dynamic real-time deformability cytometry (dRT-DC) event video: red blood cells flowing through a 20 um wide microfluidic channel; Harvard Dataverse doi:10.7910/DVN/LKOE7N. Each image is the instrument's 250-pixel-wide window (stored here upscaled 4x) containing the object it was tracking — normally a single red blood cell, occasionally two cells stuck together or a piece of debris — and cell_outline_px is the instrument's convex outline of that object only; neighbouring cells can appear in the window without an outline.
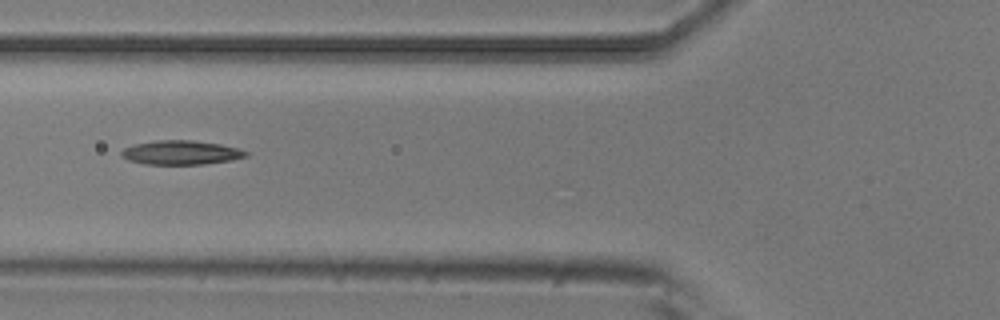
{"species": "common noctule bat (a hibernating species)", "species_latin": "Nyctalus noctula", "temperature_condition": "room temperature", "stored_images_in_passage": 9, "camera_frame_rate_fps": 3000, "um_per_image_px": 0.085, "animal": {"sex": "male", "body_mass_g": 20.5, "forearm_length_mm": 52.5}, "frame": {"image": 1, "passage_image": 6, "time_ms": 1.667, "image_size_px": [1000, 320], "cell_outline_px": [[248, 156], [232, 160], [204, 164], [144, 164], [128, 160], [120, 156], [120, 152], [124, 148], [132, 144], [156, 140], [192, 140], [220, 144], [236, 148], [248, 152]], "centroid_in_image_um": [15.34, 12.96], "position_along_channel_um": 110.5, "area_um2": 17.57}}
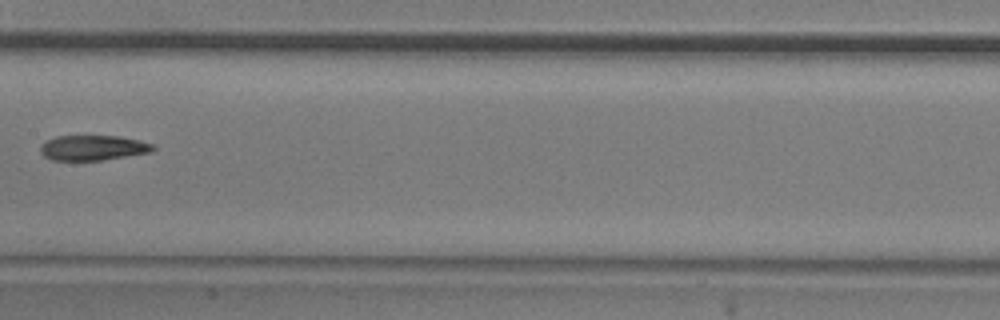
{"frame": {"image": 2, "passage_image": 8, "time_ms": 2.333, "image_size_px": [1000, 320], "cell_outline_px": [[156, 148], [148, 152], [100, 160], [52, 160], [44, 156], [40, 152], [40, 148], [48, 140], [56, 136], [120, 136], [140, 140], [152, 144]], "centroid_in_image_um": [7.89, 12.55], "position_along_channel_um": 199.5, "area_um2": 16.18}}
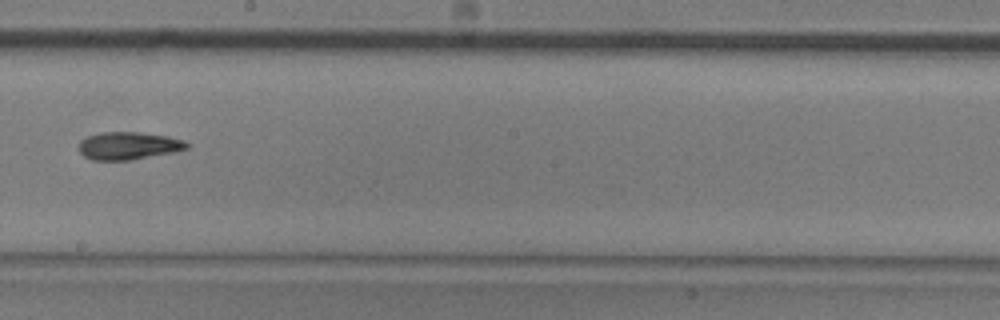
{"frame": {"image": 3, "passage_image": 9, "time_ms": 2.667, "image_size_px": [1000, 320], "cell_outline_px": [[192, 144], [188, 148], [172, 152], [132, 160], [92, 160], [84, 156], [80, 152], [80, 140], [88, 136], [100, 132], [140, 132], [168, 136], [184, 140]], "centroid_in_image_um": [10.94, 12.38], "position_along_channel_um": 237.3, "area_um2": 17.46}}